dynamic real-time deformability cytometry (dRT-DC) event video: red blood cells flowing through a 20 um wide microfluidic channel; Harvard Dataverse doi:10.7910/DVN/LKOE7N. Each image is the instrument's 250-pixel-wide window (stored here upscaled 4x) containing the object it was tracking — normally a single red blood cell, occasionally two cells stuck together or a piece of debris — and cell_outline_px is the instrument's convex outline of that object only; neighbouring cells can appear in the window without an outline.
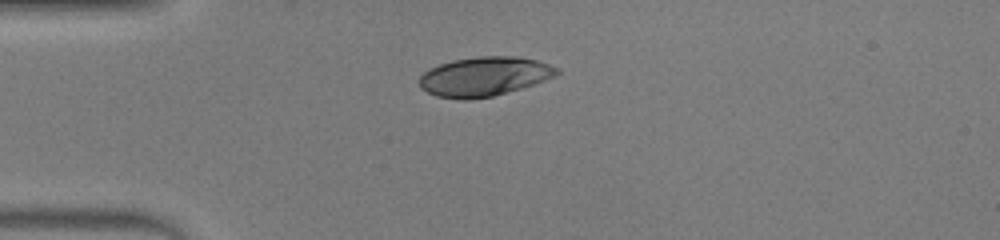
{"species": "human", "species_latin": "Homo sapiens", "temperature_condition": "warm", "stored_images_in_passage": 36, "camera_frame_rate_fps": 3000, "um_per_image_px": 0.085, "donor": {"sex": "male"}, "frame": {"image": 1, "passage_image": 1, "time_ms": 0.0, "image_size_px": [1000, 240], "cell_outline_px": [[560, 72], [544, 80], [520, 88], [492, 96], [468, 100], [464, 100], [436, 96], [420, 88], [420, 76], [428, 68], [452, 60], [480, 56], [516, 56], [536, 60], [560, 68]], "centroid_in_image_um": [41.13, 6.49], "position_along_channel_um": 43.9, "area_um2": 31.27}}
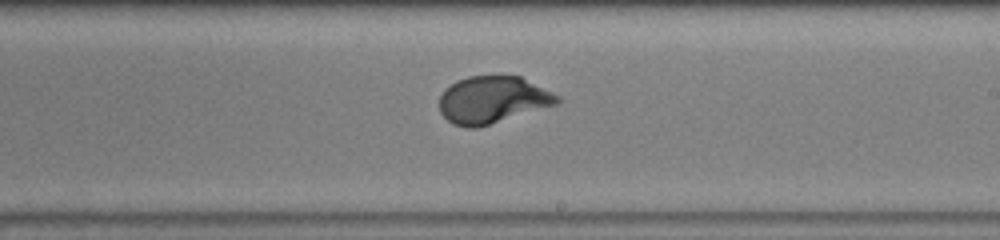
{"frame": {"image": 2, "passage_image": 17, "time_ms": 5.333, "image_size_px": [1000, 240], "cell_outline_px": [[560, 100], [556, 104], [476, 128], [468, 128], [452, 124], [440, 112], [440, 96], [444, 88], [456, 80], [468, 76], [520, 76], [560, 96]], "centroid_in_image_um": [41.82, 8.47], "position_along_channel_um": 247.2, "area_um2": 32.08}}
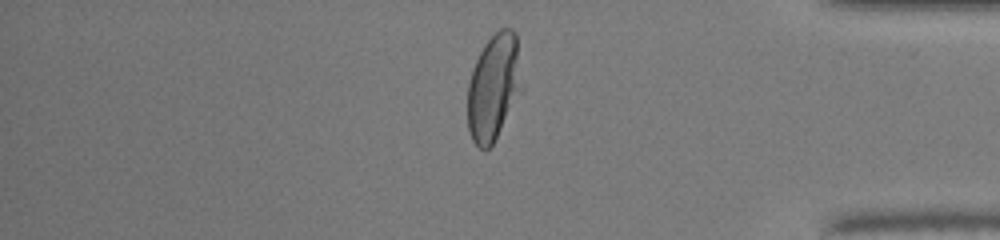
{"frame": {"image": 3, "passage_image": 29, "time_ms": 9.333, "image_size_px": [1000, 240], "cell_outline_px": [[516, 88], [496, 136], [492, 144], [488, 148], [480, 148], [472, 140], [468, 128], [468, 84], [472, 68], [484, 44], [500, 28], [512, 28], [516, 32]], "centroid_in_image_um": [41.81, 7.36], "position_along_channel_um": 393.4, "area_um2": 30.69}, "authors_computed_cell_mechanics": {"area_um2": 32.4258, "velocity_mm_per_s": 4.2779, "shape_relaxation_time_tau1_ms": 2.8475, "shape_relaxation_time_tau2_ms": null, "deformation_change_tau1": 0.1922, "deformation_change_tau2": null}}